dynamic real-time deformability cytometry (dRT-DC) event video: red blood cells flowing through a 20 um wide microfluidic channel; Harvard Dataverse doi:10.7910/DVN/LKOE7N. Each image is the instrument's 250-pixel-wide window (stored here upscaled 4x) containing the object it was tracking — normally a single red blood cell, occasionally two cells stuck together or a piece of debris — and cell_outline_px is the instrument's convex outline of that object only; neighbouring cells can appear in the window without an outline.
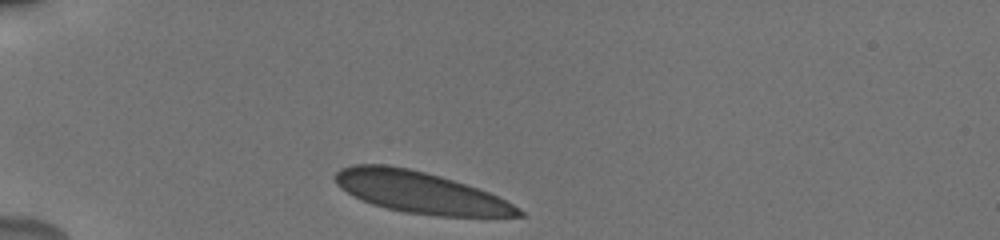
{"species": "human", "species_latin": "Homo sapiens", "temperature_condition": "cold", "stored_images_in_passage": 33, "camera_frame_rate_fps": 3000, "um_per_image_px": 0.085, "donor": {"sex": "male"}, "frame": {"image": 1, "passage_image": 1, "time_ms": 0.0, "image_size_px": [1000, 240], "cell_outline_px": [[524, 216], [436, 216], [404, 212], [372, 204], [360, 200], [352, 196], [340, 188], [336, 184], [332, 176], [340, 168], [352, 164], [384, 164], [408, 168], [440, 176], [488, 192], [520, 208], [524, 212]], "centroid_in_image_um": [35.64, 16.34], "position_along_channel_um": 49.4, "area_um2": 44.16}}
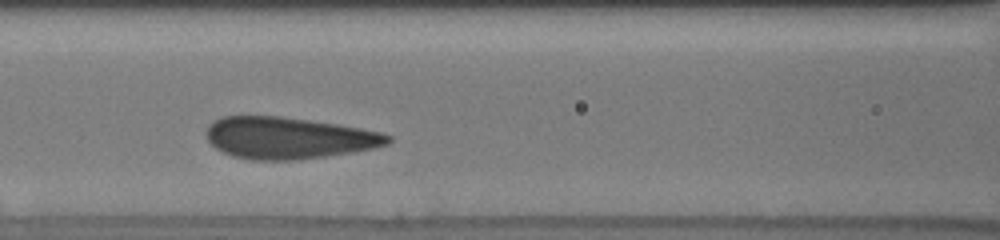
{"frame": {"image": 2, "passage_image": 11, "time_ms": 3.333, "image_size_px": [1000, 240], "cell_outline_px": [[392, 140], [388, 144], [372, 148], [352, 152], [300, 160], [252, 160], [232, 156], [216, 148], [208, 140], [208, 124], [224, 116], [280, 116], [336, 124], [360, 128], [380, 132], [392, 136]], "centroid_in_image_um": [24.53, 11.73], "position_along_channel_um": 142.1, "area_um2": 43.87}}
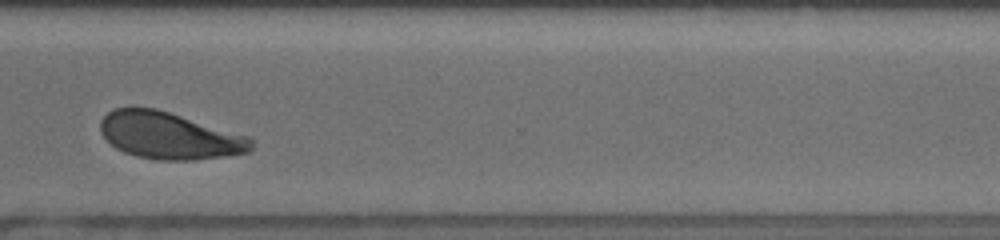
{"frame": {"image": 3, "passage_image": 28, "time_ms": 9.0, "image_size_px": [1000, 240], "cell_outline_px": [[252, 148], [248, 152], [224, 156], [196, 160], [156, 160], [136, 156], [124, 152], [116, 148], [100, 132], [100, 120], [112, 108], [156, 108], [248, 136], [252, 140]], "centroid_in_image_um": [14.37, 11.53], "position_along_channel_um": 356.2, "area_um2": 40.98}, "authors_computed_cell_mechanics": {"area_um2": 43.8702, "velocity_mm_per_s": 3.7789, "shape_relaxation_time_tau1_ms": 5.2539, "shape_relaxation_time_tau2_ms": null, "deformation_change_tau1": 0.1253, "deformation_change_tau2": null}}